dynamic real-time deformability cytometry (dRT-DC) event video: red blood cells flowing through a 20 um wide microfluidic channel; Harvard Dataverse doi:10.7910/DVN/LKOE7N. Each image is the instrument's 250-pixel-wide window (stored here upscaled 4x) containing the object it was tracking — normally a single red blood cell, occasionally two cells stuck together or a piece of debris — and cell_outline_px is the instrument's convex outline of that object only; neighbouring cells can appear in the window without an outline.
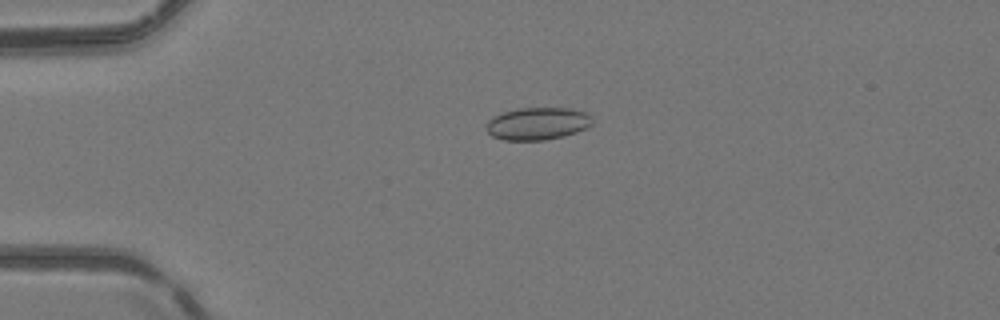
{"species": "common noctule bat (a hibernating species)", "species_latin": "Nyctalus noctula", "temperature_condition": "room temperature", "stored_images_in_passage": 51, "camera_frame_rate_fps": 3000, "um_per_image_px": 0.085, "animal": {"sex": "female", "body_mass_g": 24.6, "forearm_length_mm": 56.2}, "frame": {"image": 1, "passage_image": 13, "time_ms": 4.0, "image_size_px": [1000, 320], "cell_outline_px": [[592, 124], [576, 132], [564, 136], [544, 140], [504, 140], [492, 136], [488, 132], [488, 120], [492, 116], [504, 112], [520, 108], [568, 108], [588, 112], [592, 116]], "centroid_in_image_um": [45.71, 10.5], "position_along_channel_um": 39.3, "area_um2": 20.0}}
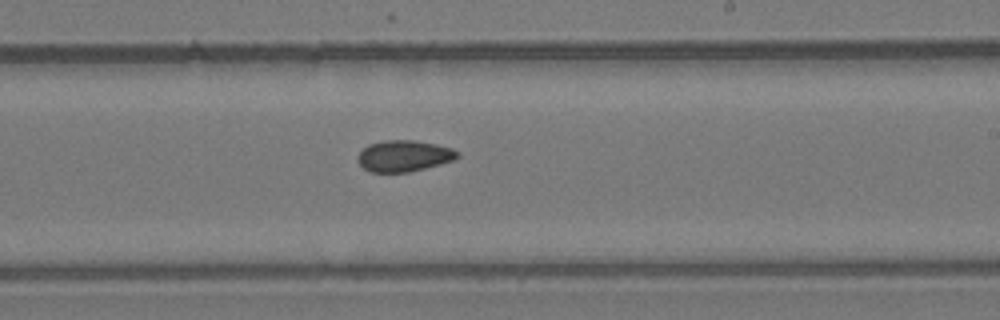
{"frame": {"image": 2, "passage_image": 31, "time_ms": 10.0, "image_size_px": [1000, 320], "cell_outline_px": [[460, 156], [452, 160], [440, 164], [408, 172], [372, 172], [364, 168], [360, 164], [356, 156], [368, 144], [384, 140], [416, 140], [436, 144], [452, 148], [460, 152]], "centroid_in_image_um": [34.34, 13.24], "position_along_channel_um": 254.7, "area_um2": 18.15}}
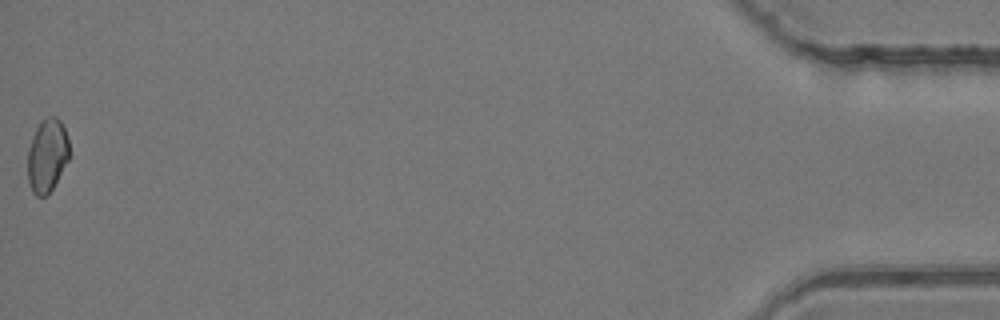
{"frame": {"image": 3, "passage_image": 51, "time_ms": 16.667, "image_size_px": [1000, 320], "cell_outline_px": [[68, 160], [52, 188], [44, 196], [36, 196], [32, 192], [28, 180], [28, 148], [32, 136], [40, 120], [48, 116], [56, 116], [60, 120], [64, 128], [68, 140]], "centroid_in_image_um": [3.99, 13.18], "position_along_channel_um": 431.2, "area_um2": 17.63}}